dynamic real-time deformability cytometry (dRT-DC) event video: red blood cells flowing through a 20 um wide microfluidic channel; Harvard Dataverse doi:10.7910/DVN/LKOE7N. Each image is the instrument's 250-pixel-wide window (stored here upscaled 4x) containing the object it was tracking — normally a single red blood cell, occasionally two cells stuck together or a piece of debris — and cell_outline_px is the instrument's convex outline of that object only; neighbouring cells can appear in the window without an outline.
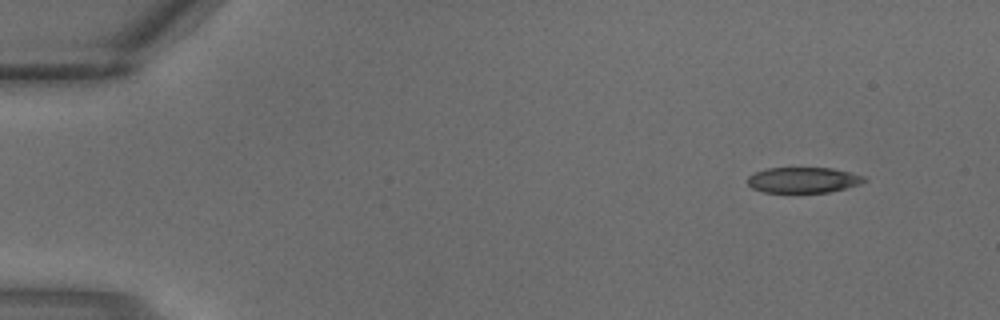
{"species": "common noctule bat (a hibernating species)", "species_latin": "Nyctalus noctula", "temperature_condition": "warm", "stored_images_in_passage": 3, "segment_of_instrument_passage": [2, 2], "camera_frame_rate_fps": 3000, "um_per_image_px": 0.085, "animal": {"sex": "male", "body_mass_g": 18.8}, "frame": {"image": 1, "passage_image": 3, "time_ms": 0.667, "image_size_px": [1000, 320], "cell_outline_px": [[868, 180], [860, 184], [828, 192], [764, 192], [752, 188], [748, 184], [748, 176], [764, 168], [832, 168], [864, 176]], "centroid_in_image_um": [68.26, 15.29], "position_along_channel_um": 16.7, "area_um2": 17.28}}